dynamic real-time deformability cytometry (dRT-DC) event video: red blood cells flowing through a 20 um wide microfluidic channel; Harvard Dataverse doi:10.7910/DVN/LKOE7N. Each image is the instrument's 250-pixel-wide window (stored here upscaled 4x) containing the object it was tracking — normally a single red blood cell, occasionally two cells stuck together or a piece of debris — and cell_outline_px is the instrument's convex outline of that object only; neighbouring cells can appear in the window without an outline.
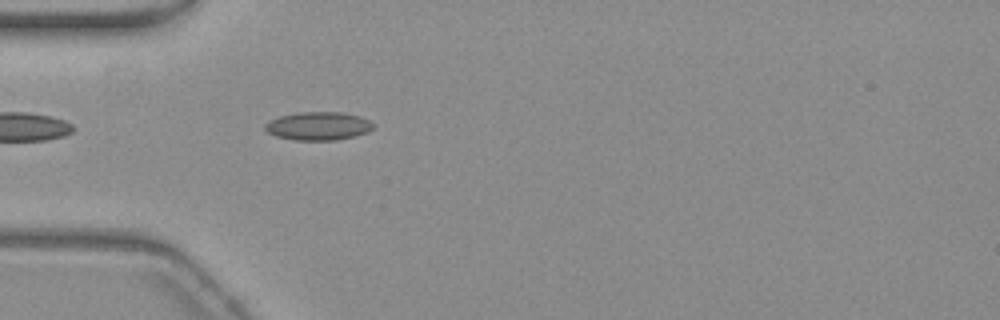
{"species": "common noctule bat (a hibernating species)", "species_latin": "Nyctalus noctula", "temperature_condition": "warm", "stored_images_in_passage": 40, "camera_frame_rate_fps": 3000, "um_per_image_px": 0.085, "animal": {"sex": "female", "body_mass_g": 19.3, "forearm_length_mm": 54.1}, "frame": {"image": 1, "passage_image": 1, "time_ms": 0.0, "image_size_px": [1000, 320], "cell_outline_px": [[376, 124], [368, 132], [356, 136], [336, 140], [296, 140], [276, 136], [268, 132], [264, 128], [264, 124], [268, 120], [280, 116], [296, 112], [344, 112], [360, 116]], "centroid_in_image_um": [27.06, 10.7], "position_along_channel_um": 57.9, "area_um2": 18.03}}
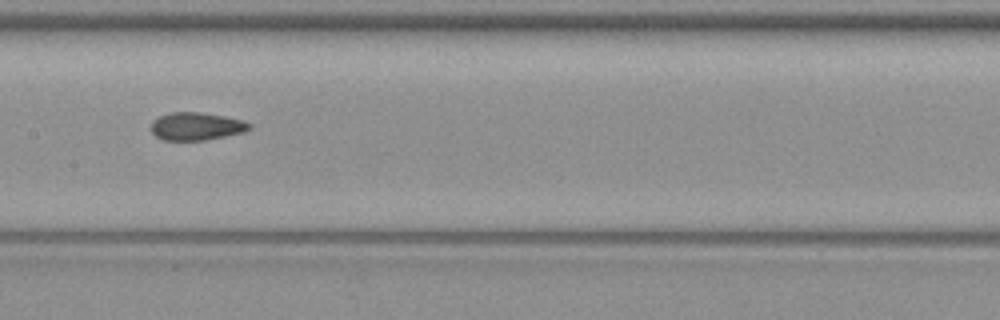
{"frame": {"image": 2, "passage_image": 12, "time_ms": 3.667, "image_size_px": [1000, 320], "cell_outline_px": [[252, 128], [244, 132], [204, 140], [164, 140], [156, 136], [152, 132], [152, 120], [168, 112], [200, 112], [224, 116], [244, 120], [252, 124]], "centroid_in_image_um": [16.71, 10.72], "position_along_channel_um": 190.7, "area_um2": 15.95}}
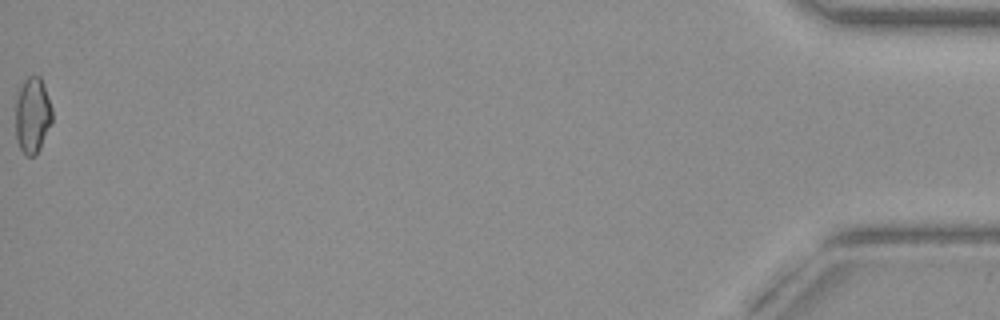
{"frame": {"image": 3, "passage_image": 40, "time_ms": 13.0, "image_size_px": [1000, 320], "cell_outline_px": [[52, 120], [40, 148], [36, 156], [28, 156], [20, 148], [16, 140], [16, 96], [24, 80], [28, 76], [40, 76], [44, 84], [52, 108]], "centroid_in_image_um": [2.76, 9.78], "position_along_channel_um": 432.4, "area_um2": 16.18}, "authors_computed_cell_mechanics": {"area_um2": 15.9239, "velocity_mm_per_s": 3.7234, "shape_relaxation_time_tau1_ms": null, "shape_relaxation_time_tau2_ms": 1.3226, "deformation_change_tau1": null, "deformation_change_tau2": 0.0824}}